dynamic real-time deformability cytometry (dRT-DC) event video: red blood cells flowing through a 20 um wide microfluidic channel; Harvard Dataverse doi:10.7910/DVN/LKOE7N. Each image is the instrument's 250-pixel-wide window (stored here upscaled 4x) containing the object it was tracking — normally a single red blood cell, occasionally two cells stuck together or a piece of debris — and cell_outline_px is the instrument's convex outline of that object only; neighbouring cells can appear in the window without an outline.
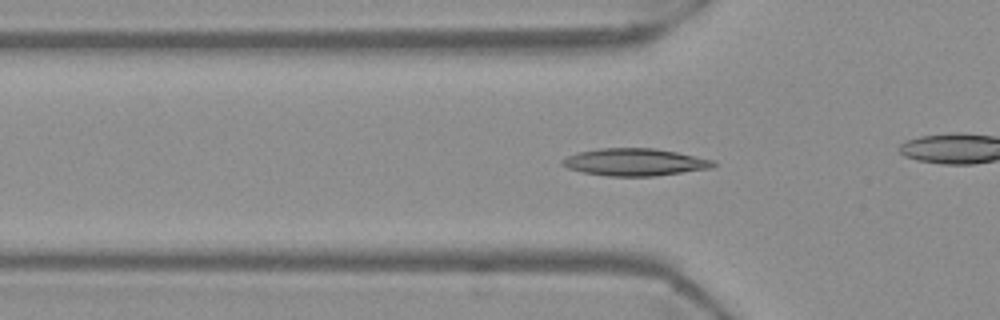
{"species": "Egyptian fruit bat (a non-hibernating species)", "species_latin": "Rousettus aegyptiacus", "temperature_condition": "warm", "stored_images_in_passage": 45, "camera_frame_rate_fps": 3000, "um_per_image_px": 0.085, "frame": {"image": 1, "passage_image": 18, "time_ms": 5.667, "image_size_px": [1000, 320], "cell_outline_px": [[716, 164], [712, 168], [656, 176], [608, 176], [584, 172], [568, 168], [560, 164], [560, 160], [576, 152], [600, 148], [652, 148], [676, 152], [716, 160]], "centroid_in_image_um": [53.96, 13.78], "position_along_channel_um": 71.8, "area_um2": 24.1}}
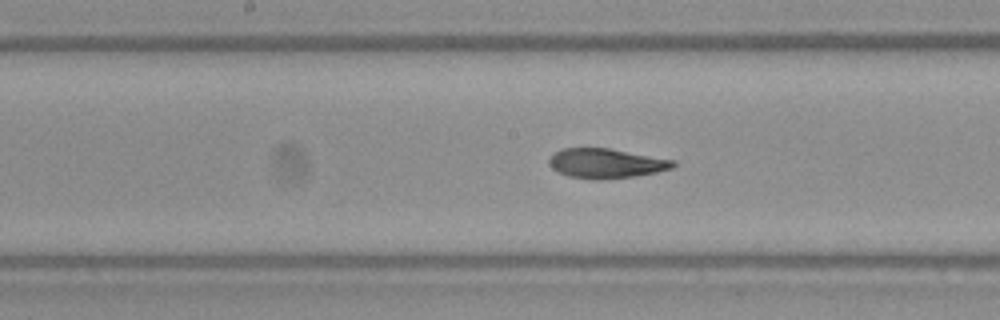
{"frame": {"image": 2, "passage_image": 28, "time_ms": 9.0, "image_size_px": [1000, 320], "cell_outline_px": [[676, 164], [672, 168], [656, 172], [632, 176], [596, 180], [592, 180], [568, 176], [552, 168], [548, 164], [548, 160], [560, 148], [608, 148], [676, 160]], "centroid_in_image_um": [51.51, 13.88], "position_along_channel_um": 196.7, "area_um2": 21.33}}
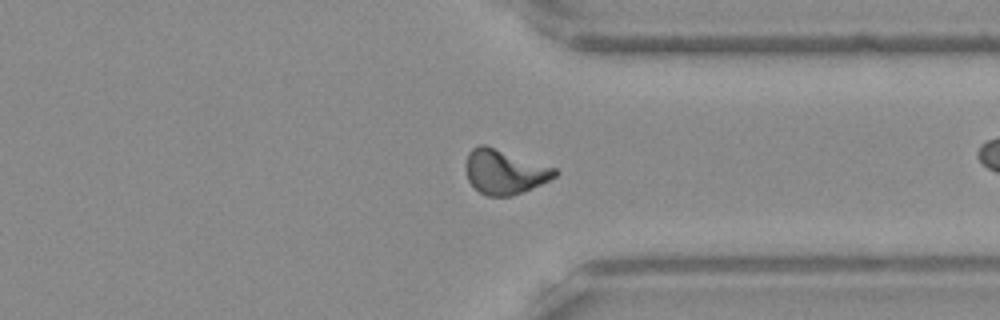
{"frame": {"image": 3, "passage_image": 42, "time_ms": 13.667, "image_size_px": [1000, 320], "cell_outline_px": [[560, 172], [556, 176], [532, 188], [512, 196], [488, 196], [480, 192], [468, 180], [464, 168], [464, 164], [468, 152], [476, 144], [484, 144], [556, 168]], "centroid_in_image_um": [42.85, 14.59], "position_along_channel_um": 368.6, "area_um2": 23.18}, "authors_computed_cell_mechanics": {"area_um2": 21.964, "velocity_mm_per_s": 3.7132, "shape_relaxation_time_tau1_ms": null, "shape_relaxation_time_tau2_ms": 2.0037, "deformation_change_tau1": null, "deformation_change_tau2": 0.077}}